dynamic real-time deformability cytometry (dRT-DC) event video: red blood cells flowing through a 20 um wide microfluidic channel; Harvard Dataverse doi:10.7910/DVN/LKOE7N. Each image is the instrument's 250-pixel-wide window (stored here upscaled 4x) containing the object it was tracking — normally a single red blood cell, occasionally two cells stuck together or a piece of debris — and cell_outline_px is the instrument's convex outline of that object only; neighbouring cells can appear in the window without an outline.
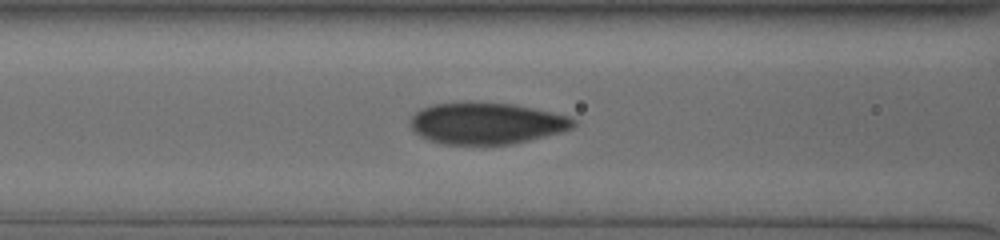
{"species": "human", "species_latin": "Homo sapiens", "temperature_condition": "cold", "stored_images_in_passage": 20, "camera_frame_rate_fps": 3000, "um_per_image_px": 0.085, "donor": {"sex": "male"}, "frame": {"image": 1, "passage_image": 5, "time_ms": 3.0, "image_size_px": [1000, 240], "cell_outline_px": [[576, 124], [572, 128], [564, 132], [512, 144], [440, 144], [428, 140], [420, 136], [412, 128], [412, 116], [416, 112], [424, 108], [436, 104], [512, 104], [552, 112], [568, 116], [576, 120]], "centroid_in_image_um": [41.41, 10.52], "position_along_channel_um": 125.2, "area_um2": 38.67}}
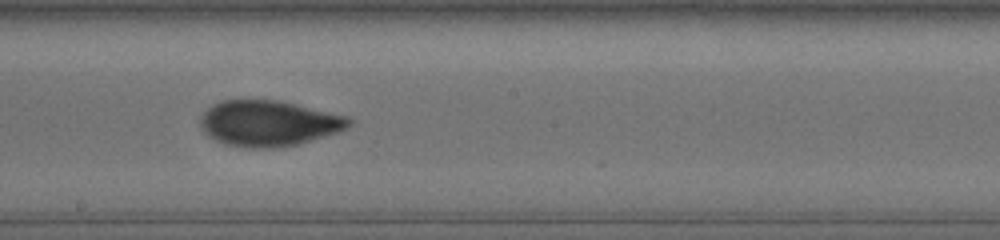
{"frame": {"image": 2, "passage_image": 10, "time_ms": 5.667, "image_size_px": [1000, 240], "cell_outline_px": [[352, 124], [348, 128], [324, 136], [296, 144], [272, 148], [244, 148], [224, 144], [208, 136], [204, 132], [200, 124], [200, 120], [204, 112], [212, 104], [220, 100], [280, 100], [348, 116], [352, 120]], "centroid_in_image_um": [22.82, 10.47], "position_along_channel_um": 225.4, "area_um2": 39.65}}
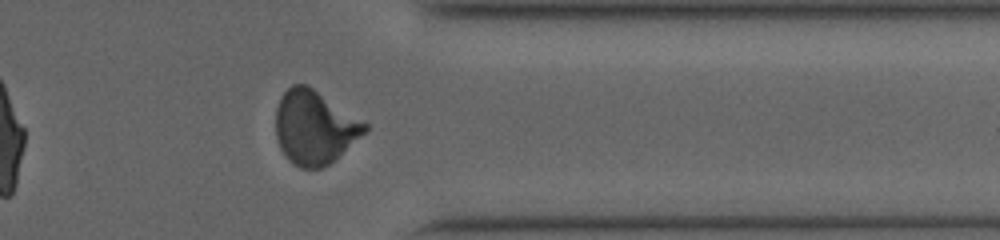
{"frame": {"image": 3, "passage_image": 18, "time_ms": 10.0, "image_size_px": [1000, 240], "cell_outline_px": [[368, 132], [336, 160], [324, 168], [300, 168], [288, 160], [280, 148], [276, 136], [276, 108], [280, 96], [292, 84], [308, 84], [368, 124]], "centroid_in_image_um": [26.75, 10.84], "position_along_channel_um": 384.6, "area_um2": 38.78}, "authors_computed_cell_mechanics": {"area_um2": 38.8127, "velocity_mm_per_s": 3.7479, "shape_relaxation_time_tau1_ms": 8.8503, "shape_relaxation_time_tau2_ms": 0.0187, "deformation_change_tau1": 0.2037, "deformation_change_tau2": 0.0402}}